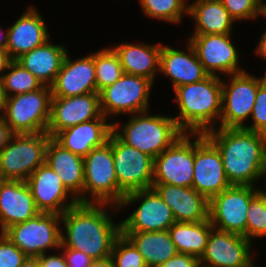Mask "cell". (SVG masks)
<instances>
[{"label":"cell","instance_id":"obj_4","mask_svg":"<svg viewBox=\"0 0 266 267\" xmlns=\"http://www.w3.org/2000/svg\"><path fill=\"white\" fill-rule=\"evenodd\" d=\"M127 122L115 120L112 132L124 143L147 154L153 159L173 145L185 133L175 119L150 110L127 116Z\"/></svg>","mask_w":266,"mask_h":267},{"label":"cell","instance_id":"obj_2","mask_svg":"<svg viewBox=\"0 0 266 267\" xmlns=\"http://www.w3.org/2000/svg\"><path fill=\"white\" fill-rule=\"evenodd\" d=\"M219 150L231 185L256 186L266 163V134L245 128L217 127L204 134Z\"/></svg>","mask_w":266,"mask_h":267},{"label":"cell","instance_id":"obj_41","mask_svg":"<svg viewBox=\"0 0 266 267\" xmlns=\"http://www.w3.org/2000/svg\"><path fill=\"white\" fill-rule=\"evenodd\" d=\"M198 261L193 255L177 253L174 257H171L157 267H196Z\"/></svg>","mask_w":266,"mask_h":267},{"label":"cell","instance_id":"obj_55","mask_svg":"<svg viewBox=\"0 0 266 267\" xmlns=\"http://www.w3.org/2000/svg\"><path fill=\"white\" fill-rule=\"evenodd\" d=\"M264 82L266 83V76H263Z\"/></svg>","mask_w":266,"mask_h":267},{"label":"cell","instance_id":"obj_5","mask_svg":"<svg viewBox=\"0 0 266 267\" xmlns=\"http://www.w3.org/2000/svg\"><path fill=\"white\" fill-rule=\"evenodd\" d=\"M46 132L15 134L0 152V180L26 181L45 163Z\"/></svg>","mask_w":266,"mask_h":267},{"label":"cell","instance_id":"obj_54","mask_svg":"<svg viewBox=\"0 0 266 267\" xmlns=\"http://www.w3.org/2000/svg\"><path fill=\"white\" fill-rule=\"evenodd\" d=\"M89 265H68L67 267H88Z\"/></svg>","mask_w":266,"mask_h":267},{"label":"cell","instance_id":"obj_47","mask_svg":"<svg viewBox=\"0 0 266 267\" xmlns=\"http://www.w3.org/2000/svg\"><path fill=\"white\" fill-rule=\"evenodd\" d=\"M6 101H7V95L5 93L4 79L3 76L0 75V115L4 110Z\"/></svg>","mask_w":266,"mask_h":267},{"label":"cell","instance_id":"obj_22","mask_svg":"<svg viewBox=\"0 0 266 267\" xmlns=\"http://www.w3.org/2000/svg\"><path fill=\"white\" fill-rule=\"evenodd\" d=\"M47 23L35 5H28L8 28L7 51L13 60L51 39Z\"/></svg>","mask_w":266,"mask_h":267},{"label":"cell","instance_id":"obj_24","mask_svg":"<svg viewBox=\"0 0 266 267\" xmlns=\"http://www.w3.org/2000/svg\"><path fill=\"white\" fill-rule=\"evenodd\" d=\"M152 188L172 210L177 222L194 223L208 219L209 201L192 187L153 184Z\"/></svg>","mask_w":266,"mask_h":267},{"label":"cell","instance_id":"obj_7","mask_svg":"<svg viewBox=\"0 0 266 267\" xmlns=\"http://www.w3.org/2000/svg\"><path fill=\"white\" fill-rule=\"evenodd\" d=\"M243 71L222 78V111L220 128H244L250 121L259 86L263 76Z\"/></svg>","mask_w":266,"mask_h":267},{"label":"cell","instance_id":"obj_40","mask_svg":"<svg viewBox=\"0 0 266 267\" xmlns=\"http://www.w3.org/2000/svg\"><path fill=\"white\" fill-rule=\"evenodd\" d=\"M37 258H38L40 267H67L68 266L66 258L63 254V251H61V249H58L55 252V254L54 252H51L50 254L48 252V253H44L40 255Z\"/></svg>","mask_w":266,"mask_h":267},{"label":"cell","instance_id":"obj_53","mask_svg":"<svg viewBox=\"0 0 266 267\" xmlns=\"http://www.w3.org/2000/svg\"><path fill=\"white\" fill-rule=\"evenodd\" d=\"M255 259H256V258H254V260H253L251 263H249L246 267H258V266H257L258 264H256V263L254 262Z\"/></svg>","mask_w":266,"mask_h":267},{"label":"cell","instance_id":"obj_25","mask_svg":"<svg viewBox=\"0 0 266 267\" xmlns=\"http://www.w3.org/2000/svg\"><path fill=\"white\" fill-rule=\"evenodd\" d=\"M45 163L61 178L65 188L78 202L84 203V158L51 137L46 148Z\"/></svg>","mask_w":266,"mask_h":267},{"label":"cell","instance_id":"obj_52","mask_svg":"<svg viewBox=\"0 0 266 267\" xmlns=\"http://www.w3.org/2000/svg\"><path fill=\"white\" fill-rule=\"evenodd\" d=\"M196 267H213V266H209V265H206V264L198 261Z\"/></svg>","mask_w":266,"mask_h":267},{"label":"cell","instance_id":"obj_3","mask_svg":"<svg viewBox=\"0 0 266 267\" xmlns=\"http://www.w3.org/2000/svg\"><path fill=\"white\" fill-rule=\"evenodd\" d=\"M173 92L178 112L172 117L184 133L205 134L217 128L222 111V77L209 75Z\"/></svg>","mask_w":266,"mask_h":267},{"label":"cell","instance_id":"obj_18","mask_svg":"<svg viewBox=\"0 0 266 267\" xmlns=\"http://www.w3.org/2000/svg\"><path fill=\"white\" fill-rule=\"evenodd\" d=\"M97 118H107L102 114L97 92L74 97H51L46 133L54 137L62 130Z\"/></svg>","mask_w":266,"mask_h":267},{"label":"cell","instance_id":"obj_34","mask_svg":"<svg viewBox=\"0 0 266 267\" xmlns=\"http://www.w3.org/2000/svg\"><path fill=\"white\" fill-rule=\"evenodd\" d=\"M3 79L7 97L33 92L44 86L40 80L16 60L11 62L3 74Z\"/></svg>","mask_w":266,"mask_h":267},{"label":"cell","instance_id":"obj_32","mask_svg":"<svg viewBox=\"0 0 266 267\" xmlns=\"http://www.w3.org/2000/svg\"><path fill=\"white\" fill-rule=\"evenodd\" d=\"M141 12L148 19L159 20L171 25H181L183 18L188 15L186 0H137Z\"/></svg>","mask_w":266,"mask_h":267},{"label":"cell","instance_id":"obj_20","mask_svg":"<svg viewBox=\"0 0 266 267\" xmlns=\"http://www.w3.org/2000/svg\"><path fill=\"white\" fill-rule=\"evenodd\" d=\"M67 52L54 83L52 97H74L97 92L95 52L71 59Z\"/></svg>","mask_w":266,"mask_h":267},{"label":"cell","instance_id":"obj_29","mask_svg":"<svg viewBox=\"0 0 266 267\" xmlns=\"http://www.w3.org/2000/svg\"><path fill=\"white\" fill-rule=\"evenodd\" d=\"M193 20L191 34H233L237 23L220 0H193L188 3V15Z\"/></svg>","mask_w":266,"mask_h":267},{"label":"cell","instance_id":"obj_1","mask_svg":"<svg viewBox=\"0 0 266 267\" xmlns=\"http://www.w3.org/2000/svg\"><path fill=\"white\" fill-rule=\"evenodd\" d=\"M118 211L119 206L95 203H77L68 208L61 215L60 248L82 251L93 260L110 257L121 234V222L115 223L112 217Z\"/></svg>","mask_w":266,"mask_h":267},{"label":"cell","instance_id":"obj_16","mask_svg":"<svg viewBox=\"0 0 266 267\" xmlns=\"http://www.w3.org/2000/svg\"><path fill=\"white\" fill-rule=\"evenodd\" d=\"M153 184L192 187L194 134L185 133L154 158Z\"/></svg>","mask_w":266,"mask_h":267},{"label":"cell","instance_id":"obj_26","mask_svg":"<svg viewBox=\"0 0 266 267\" xmlns=\"http://www.w3.org/2000/svg\"><path fill=\"white\" fill-rule=\"evenodd\" d=\"M109 46L119 56L125 74L141 76L155 84L159 73L162 42L151 44L143 41L136 43L122 41L119 45Z\"/></svg>","mask_w":266,"mask_h":267},{"label":"cell","instance_id":"obj_27","mask_svg":"<svg viewBox=\"0 0 266 267\" xmlns=\"http://www.w3.org/2000/svg\"><path fill=\"white\" fill-rule=\"evenodd\" d=\"M111 132L112 122L108 118H97L62 130L53 138L64 148L84 158L93 148L107 142Z\"/></svg>","mask_w":266,"mask_h":267},{"label":"cell","instance_id":"obj_39","mask_svg":"<svg viewBox=\"0 0 266 267\" xmlns=\"http://www.w3.org/2000/svg\"><path fill=\"white\" fill-rule=\"evenodd\" d=\"M27 258V255L0 233V267H20Z\"/></svg>","mask_w":266,"mask_h":267},{"label":"cell","instance_id":"obj_6","mask_svg":"<svg viewBox=\"0 0 266 267\" xmlns=\"http://www.w3.org/2000/svg\"><path fill=\"white\" fill-rule=\"evenodd\" d=\"M153 87L154 84L147 78L124 73L99 92L102 114L113 123L119 116L150 110Z\"/></svg>","mask_w":266,"mask_h":267},{"label":"cell","instance_id":"obj_49","mask_svg":"<svg viewBox=\"0 0 266 267\" xmlns=\"http://www.w3.org/2000/svg\"><path fill=\"white\" fill-rule=\"evenodd\" d=\"M263 17L266 19V1L259 0L257 20Z\"/></svg>","mask_w":266,"mask_h":267},{"label":"cell","instance_id":"obj_37","mask_svg":"<svg viewBox=\"0 0 266 267\" xmlns=\"http://www.w3.org/2000/svg\"><path fill=\"white\" fill-rule=\"evenodd\" d=\"M230 16L238 23L257 20L259 0H220Z\"/></svg>","mask_w":266,"mask_h":267},{"label":"cell","instance_id":"obj_9","mask_svg":"<svg viewBox=\"0 0 266 267\" xmlns=\"http://www.w3.org/2000/svg\"><path fill=\"white\" fill-rule=\"evenodd\" d=\"M84 203L118 206V180L115 174L111 134L102 146L84 157Z\"/></svg>","mask_w":266,"mask_h":267},{"label":"cell","instance_id":"obj_51","mask_svg":"<svg viewBox=\"0 0 266 267\" xmlns=\"http://www.w3.org/2000/svg\"><path fill=\"white\" fill-rule=\"evenodd\" d=\"M262 181L261 182H263V180H264V184H265V189L262 187L261 188V186L259 187V190H260V192L263 194V195H265L266 196V163H265V166H264V169H263V173H262V179H261Z\"/></svg>","mask_w":266,"mask_h":267},{"label":"cell","instance_id":"obj_46","mask_svg":"<svg viewBox=\"0 0 266 267\" xmlns=\"http://www.w3.org/2000/svg\"><path fill=\"white\" fill-rule=\"evenodd\" d=\"M88 267H115L112 257L92 260Z\"/></svg>","mask_w":266,"mask_h":267},{"label":"cell","instance_id":"obj_38","mask_svg":"<svg viewBox=\"0 0 266 267\" xmlns=\"http://www.w3.org/2000/svg\"><path fill=\"white\" fill-rule=\"evenodd\" d=\"M250 120L251 122H248V124L244 127L245 129L266 134V83L265 82H263L258 88Z\"/></svg>","mask_w":266,"mask_h":267},{"label":"cell","instance_id":"obj_15","mask_svg":"<svg viewBox=\"0 0 266 267\" xmlns=\"http://www.w3.org/2000/svg\"><path fill=\"white\" fill-rule=\"evenodd\" d=\"M230 186L217 147L204 134H194L192 188L209 201Z\"/></svg>","mask_w":266,"mask_h":267},{"label":"cell","instance_id":"obj_10","mask_svg":"<svg viewBox=\"0 0 266 267\" xmlns=\"http://www.w3.org/2000/svg\"><path fill=\"white\" fill-rule=\"evenodd\" d=\"M51 87L7 97L0 115L16 134L46 132L50 120Z\"/></svg>","mask_w":266,"mask_h":267},{"label":"cell","instance_id":"obj_14","mask_svg":"<svg viewBox=\"0 0 266 267\" xmlns=\"http://www.w3.org/2000/svg\"><path fill=\"white\" fill-rule=\"evenodd\" d=\"M233 34H191L187 37L209 75L225 77L245 71Z\"/></svg>","mask_w":266,"mask_h":267},{"label":"cell","instance_id":"obj_28","mask_svg":"<svg viewBox=\"0 0 266 267\" xmlns=\"http://www.w3.org/2000/svg\"><path fill=\"white\" fill-rule=\"evenodd\" d=\"M68 50L66 45L48 40L45 44L22 54L16 61L31 72L43 85L51 86L61 69Z\"/></svg>","mask_w":266,"mask_h":267},{"label":"cell","instance_id":"obj_8","mask_svg":"<svg viewBox=\"0 0 266 267\" xmlns=\"http://www.w3.org/2000/svg\"><path fill=\"white\" fill-rule=\"evenodd\" d=\"M3 234L25 255L37 258L61 247V215L40 212L33 218L12 225Z\"/></svg>","mask_w":266,"mask_h":267},{"label":"cell","instance_id":"obj_11","mask_svg":"<svg viewBox=\"0 0 266 267\" xmlns=\"http://www.w3.org/2000/svg\"><path fill=\"white\" fill-rule=\"evenodd\" d=\"M121 221V232H155L168 230L175 222L172 210L153 188L129 193L123 197L119 210L137 205ZM124 208V209H122Z\"/></svg>","mask_w":266,"mask_h":267},{"label":"cell","instance_id":"obj_23","mask_svg":"<svg viewBox=\"0 0 266 267\" xmlns=\"http://www.w3.org/2000/svg\"><path fill=\"white\" fill-rule=\"evenodd\" d=\"M38 213L26 181L0 180V233Z\"/></svg>","mask_w":266,"mask_h":267},{"label":"cell","instance_id":"obj_42","mask_svg":"<svg viewBox=\"0 0 266 267\" xmlns=\"http://www.w3.org/2000/svg\"><path fill=\"white\" fill-rule=\"evenodd\" d=\"M68 265H89L93 260L86 253L71 248H60Z\"/></svg>","mask_w":266,"mask_h":267},{"label":"cell","instance_id":"obj_45","mask_svg":"<svg viewBox=\"0 0 266 267\" xmlns=\"http://www.w3.org/2000/svg\"><path fill=\"white\" fill-rule=\"evenodd\" d=\"M13 59L10 57L7 49L0 48V75L3 76Z\"/></svg>","mask_w":266,"mask_h":267},{"label":"cell","instance_id":"obj_21","mask_svg":"<svg viewBox=\"0 0 266 267\" xmlns=\"http://www.w3.org/2000/svg\"><path fill=\"white\" fill-rule=\"evenodd\" d=\"M185 48H174L162 42L159 72L170 78L172 90L176 87L196 83L209 76L198 60L193 46L186 40Z\"/></svg>","mask_w":266,"mask_h":267},{"label":"cell","instance_id":"obj_13","mask_svg":"<svg viewBox=\"0 0 266 267\" xmlns=\"http://www.w3.org/2000/svg\"><path fill=\"white\" fill-rule=\"evenodd\" d=\"M260 192L256 186L231 185L209 200L208 218L213 228L246 238L250 201Z\"/></svg>","mask_w":266,"mask_h":267},{"label":"cell","instance_id":"obj_50","mask_svg":"<svg viewBox=\"0 0 266 267\" xmlns=\"http://www.w3.org/2000/svg\"><path fill=\"white\" fill-rule=\"evenodd\" d=\"M20 267H40L38 258L28 257Z\"/></svg>","mask_w":266,"mask_h":267},{"label":"cell","instance_id":"obj_35","mask_svg":"<svg viewBox=\"0 0 266 267\" xmlns=\"http://www.w3.org/2000/svg\"><path fill=\"white\" fill-rule=\"evenodd\" d=\"M266 238V196L259 192L249 203L246 239L255 241Z\"/></svg>","mask_w":266,"mask_h":267},{"label":"cell","instance_id":"obj_19","mask_svg":"<svg viewBox=\"0 0 266 267\" xmlns=\"http://www.w3.org/2000/svg\"><path fill=\"white\" fill-rule=\"evenodd\" d=\"M26 182L40 212L62 215L68 208L79 203L47 163L38 167Z\"/></svg>","mask_w":266,"mask_h":267},{"label":"cell","instance_id":"obj_44","mask_svg":"<svg viewBox=\"0 0 266 267\" xmlns=\"http://www.w3.org/2000/svg\"><path fill=\"white\" fill-rule=\"evenodd\" d=\"M253 52L254 55L256 53V55L259 56V58L261 57V59L266 62V29L261 34L257 42V46Z\"/></svg>","mask_w":266,"mask_h":267},{"label":"cell","instance_id":"obj_48","mask_svg":"<svg viewBox=\"0 0 266 267\" xmlns=\"http://www.w3.org/2000/svg\"><path fill=\"white\" fill-rule=\"evenodd\" d=\"M7 45H8V30L0 26V48L7 49Z\"/></svg>","mask_w":266,"mask_h":267},{"label":"cell","instance_id":"obj_12","mask_svg":"<svg viewBox=\"0 0 266 267\" xmlns=\"http://www.w3.org/2000/svg\"><path fill=\"white\" fill-rule=\"evenodd\" d=\"M111 146L118 180V206L129 193L153 186L154 159L122 142L111 132Z\"/></svg>","mask_w":266,"mask_h":267},{"label":"cell","instance_id":"obj_17","mask_svg":"<svg viewBox=\"0 0 266 267\" xmlns=\"http://www.w3.org/2000/svg\"><path fill=\"white\" fill-rule=\"evenodd\" d=\"M253 243L243 235L213 228L199 262L213 267H246L257 255Z\"/></svg>","mask_w":266,"mask_h":267},{"label":"cell","instance_id":"obj_36","mask_svg":"<svg viewBox=\"0 0 266 267\" xmlns=\"http://www.w3.org/2000/svg\"><path fill=\"white\" fill-rule=\"evenodd\" d=\"M111 257L115 267H147L143 256L122 233L114 242Z\"/></svg>","mask_w":266,"mask_h":267},{"label":"cell","instance_id":"obj_30","mask_svg":"<svg viewBox=\"0 0 266 267\" xmlns=\"http://www.w3.org/2000/svg\"><path fill=\"white\" fill-rule=\"evenodd\" d=\"M121 233L134 244L147 267H157L178 253L168 230Z\"/></svg>","mask_w":266,"mask_h":267},{"label":"cell","instance_id":"obj_33","mask_svg":"<svg viewBox=\"0 0 266 267\" xmlns=\"http://www.w3.org/2000/svg\"><path fill=\"white\" fill-rule=\"evenodd\" d=\"M124 74L119 56L110 47L95 51L96 88L99 93L105 87L112 85Z\"/></svg>","mask_w":266,"mask_h":267},{"label":"cell","instance_id":"obj_31","mask_svg":"<svg viewBox=\"0 0 266 267\" xmlns=\"http://www.w3.org/2000/svg\"><path fill=\"white\" fill-rule=\"evenodd\" d=\"M212 229L208 218L203 222L194 223L176 221L168 231L178 253L190 254L199 260L205 252Z\"/></svg>","mask_w":266,"mask_h":267},{"label":"cell","instance_id":"obj_43","mask_svg":"<svg viewBox=\"0 0 266 267\" xmlns=\"http://www.w3.org/2000/svg\"><path fill=\"white\" fill-rule=\"evenodd\" d=\"M16 133L10 128L0 116V152L12 140Z\"/></svg>","mask_w":266,"mask_h":267}]
</instances>
